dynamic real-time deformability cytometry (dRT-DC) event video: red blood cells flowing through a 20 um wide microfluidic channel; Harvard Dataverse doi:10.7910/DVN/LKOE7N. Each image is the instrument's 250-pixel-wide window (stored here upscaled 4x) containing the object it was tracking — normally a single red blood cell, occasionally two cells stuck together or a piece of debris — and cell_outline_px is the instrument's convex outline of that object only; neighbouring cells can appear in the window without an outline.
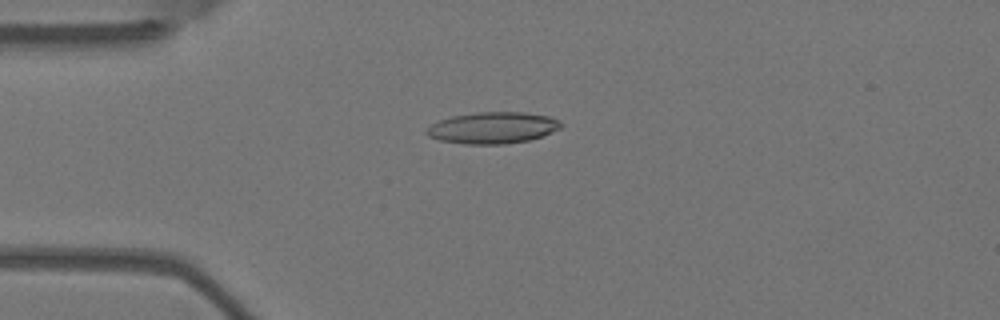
{"species": "Egyptian fruit bat (a non-hibernating species)", "species_latin": "Rousettus aegyptiacus", "temperature_condition": "warm", "stored_images_in_passage": 7, "camera_frame_rate_fps": 3000, "um_per_image_px": 0.085, "animal": {"sex": "female"}, "frame": {"image": 1, "passage_image": 3, "time_ms": 0.667, "image_size_px": [1000, 320], "cell_outline_px": [[564, 124], [560, 128], [544, 136], [528, 140], [504, 144], [464, 144], [440, 140], [428, 136], [424, 132], [424, 128], [440, 120], [452, 116], [476, 112], [524, 112], [548, 116], [560, 120]], "centroid_in_image_um": [41.88, 10.86], "position_along_channel_um": 43.1, "area_um2": 24.85}}
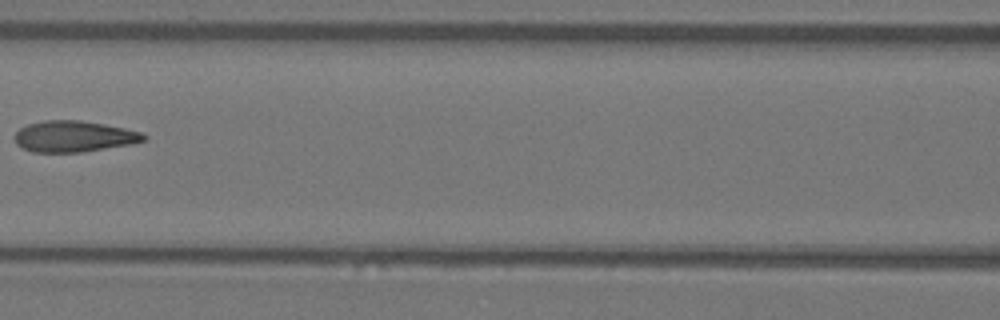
{"frame": {"image": 2, "passage_image": 6, "time_ms": 1.667, "image_size_px": [1000, 320], "cell_outline_px": [[148, 136], [144, 140], [132, 144], [80, 152], [32, 152], [16, 144], [16, 132], [20, 128], [28, 124], [44, 120], [80, 120], [104, 124], [124, 128], [140, 132]], "centroid_in_image_um": [6.28, 11.59], "position_along_channel_um": 160.3, "area_um2": 23.24}}
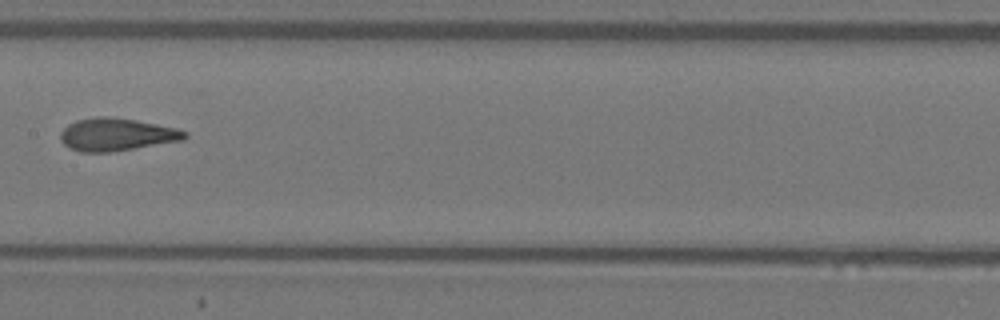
{"frame": {"image": 3, "passage_image": 7, "time_ms": 2.0, "image_size_px": [1000, 320], "cell_outline_px": [[188, 136], [184, 140], [112, 152], [80, 152], [68, 148], [60, 140], [60, 132], [68, 124], [76, 120], [96, 116], [112, 116], [136, 120], [176, 128], [188, 132]], "centroid_in_image_um": [9.89, 11.43], "position_along_channel_um": 197.5, "area_um2": 23.93}}